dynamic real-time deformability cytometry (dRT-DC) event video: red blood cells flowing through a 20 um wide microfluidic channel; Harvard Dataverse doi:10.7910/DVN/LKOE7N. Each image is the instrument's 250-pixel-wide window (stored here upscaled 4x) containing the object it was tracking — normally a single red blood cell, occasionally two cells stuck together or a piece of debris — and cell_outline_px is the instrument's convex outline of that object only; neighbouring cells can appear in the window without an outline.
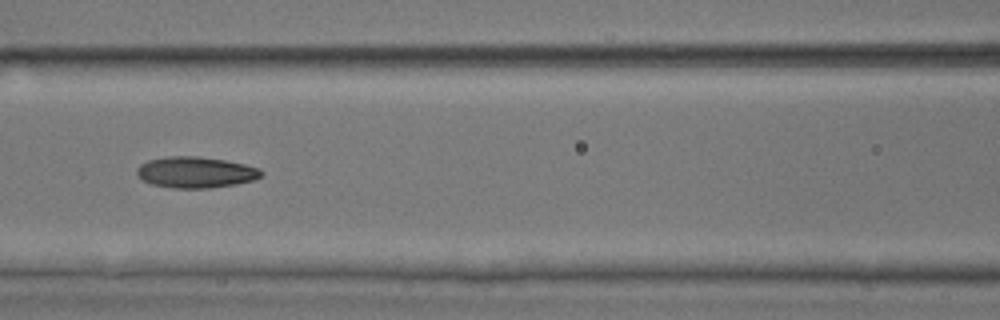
{"species": "common noctule bat (a hibernating species)", "species_latin": "Nyctalus noctula", "temperature_condition": "room temperature", "stored_images_in_passage": 7, "camera_frame_rate_fps": 3000, "um_per_image_px": 0.085, "animal": {"sex": "male", "body_mass_g": 17.9, "forearm_length_mm": 54.2}, "frame": {"image": 1, "passage_image": 7, "time_ms": 7.0, "image_size_px": [1000, 320], "cell_outline_px": [[264, 172], [260, 176], [252, 180], [236, 184], [212, 188], [172, 188], [152, 184], [144, 180], [136, 172], [136, 168], [140, 164], [148, 160], [168, 156], [200, 156], [224, 160], [244, 164], [260, 168]], "centroid_in_image_um": [16.63, 14.64], "position_along_channel_um": 150.0, "area_um2": 22.54}}